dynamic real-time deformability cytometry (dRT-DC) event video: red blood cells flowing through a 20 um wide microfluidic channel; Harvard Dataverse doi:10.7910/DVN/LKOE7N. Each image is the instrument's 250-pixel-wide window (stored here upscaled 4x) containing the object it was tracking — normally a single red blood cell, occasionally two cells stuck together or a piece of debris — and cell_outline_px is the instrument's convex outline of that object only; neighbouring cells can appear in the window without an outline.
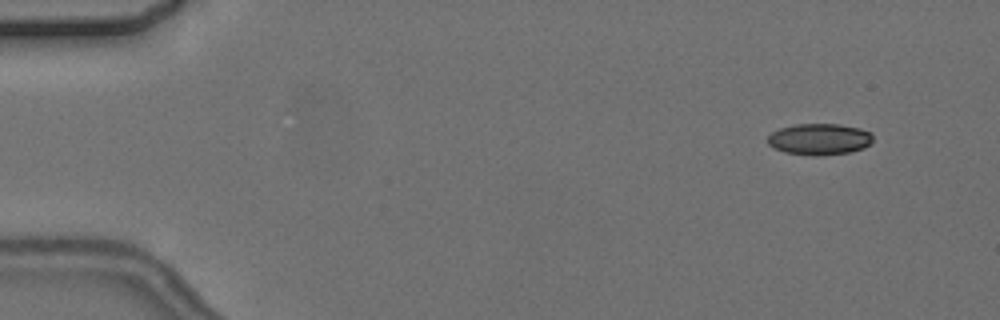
{"species": "common noctule bat (a hibernating species)", "species_latin": "Nyctalus noctula", "temperature_condition": "cold", "stored_images_in_passage": 4, "camera_frame_rate_fps": 3000, "um_per_image_px": 0.085, "animal": {"sex": "female", "body_mass_g": 24.6, "forearm_length_mm": 56.2}, "frame": {"image": 1, "passage_image": 1, "time_ms": 0.0, "image_size_px": [1000, 320], "cell_outline_px": [[872, 144], [864, 148], [852, 152], [816, 156], [784, 152], [768, 144], [768, 136], [772, 132], [780, 128], [796, 124], [840, 124], [860, 128], [872, 132]], "centroid_in_image_um": [69.7, 11.83], "position_along_channel_um": 15.3, "area_um2": 19.36}}
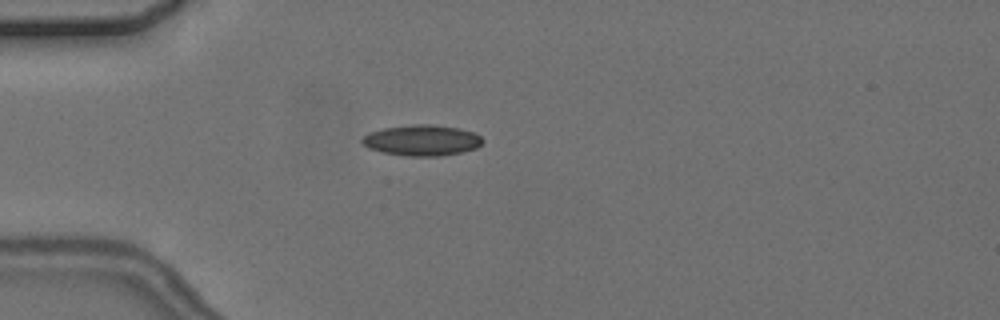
{"frame": {"image": 2, "passage_image": 4, "time_ms": 3.667, "image_size_px": [1000, 320], "cell_outline_px": [[484, 140], [476, 148], [460, 152], [440, 156], [404, 156], [380, 152], [368, 148], [360, 140], [368, 132], [384, 128], [412, 124], [432, 124], [460, 128], [476, 132]], "centroid_in_image_um": [35.85, 11.92], "position_along_channel_um": 49.1, "area_um2": 21.85}}